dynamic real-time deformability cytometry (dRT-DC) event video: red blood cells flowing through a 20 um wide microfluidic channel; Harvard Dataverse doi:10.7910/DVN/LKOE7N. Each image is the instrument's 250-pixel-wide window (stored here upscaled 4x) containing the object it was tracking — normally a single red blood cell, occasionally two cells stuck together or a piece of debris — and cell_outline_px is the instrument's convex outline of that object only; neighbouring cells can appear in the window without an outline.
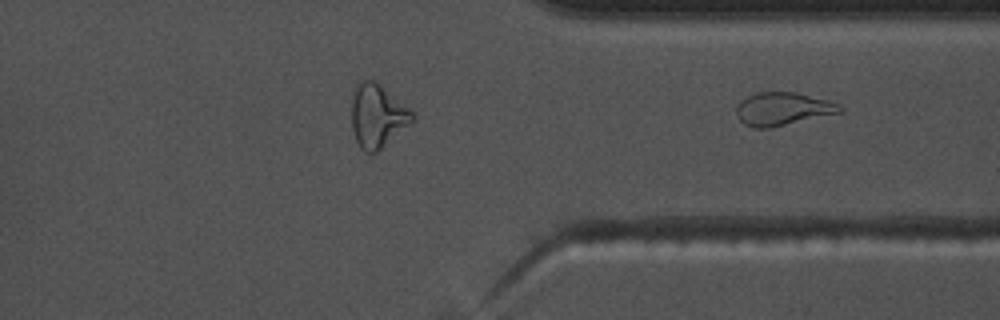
{"species": "common noctule bat (a hibernating species)", "species_latin": "Nyctalus noctula", "temperature_condition": "warm", "stored_images_in_passage": 45, "segment_of_instrument_passage": [2, 2], "camera_frame_rate_fps": 3000, "um_per_image_px": 0.085, "animal": {"sex": "male", "body_mass_g": 17.5, "forearm_length_mm": 52.3}, "frame": {"image": 1, "passage_image": 45, "time_ms": 14.667, "image_size_px": [1000, 320], "cell_outline_px": [[844, 112], [768, 128], [752, 128], [744, 124], [740, 120], [736, 112], [736, 104], [740, 100], [756, 92], [796, 92], [828, 100], [840, 104], [844, 108]], "centroid_in_image_um": [66.54, 9.25], "position_along_channel_um": 344.9, "area_um2": 20.11}}